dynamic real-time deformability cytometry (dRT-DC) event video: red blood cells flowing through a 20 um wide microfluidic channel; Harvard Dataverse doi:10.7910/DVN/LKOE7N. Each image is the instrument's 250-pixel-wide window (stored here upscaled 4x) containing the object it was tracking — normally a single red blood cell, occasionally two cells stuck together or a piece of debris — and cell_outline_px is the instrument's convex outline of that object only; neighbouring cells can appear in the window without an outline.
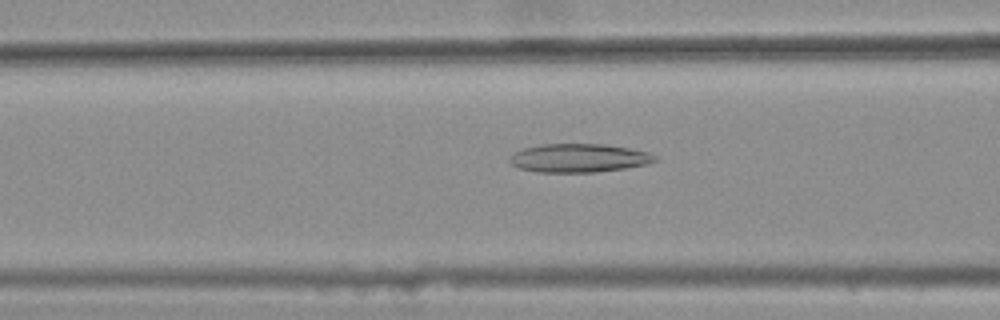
{"species": "common noctule bat (a hibernating species)", "species_latin": "Nyctalus noctula", "temperature_condition": "warm", "stored_images_in_passage": 48, "camera_frame_rate_fps": 3000, "um_per_image_px": 0.085, "animal": {"sex": "female", "body_mass_g": 25.1}, "frame": {"image": 1, "passage_image": 21, "time_ms": 6.667, "image_size_px": [1000, 320], "cell_outline_px": [[660, 156], [656, 160], [644, 164], [624, 168], [596, 172], [536, 172], [520, 168], [512, 164], [508, 160], [508, 156], [524, 148], [540, 144], [604, 144], [628, 148], [648, 152]], "centroid_in_image_um": [49.18, 13.43], "position_along_channel_um": 117.4, "area_um2": 24.1}}
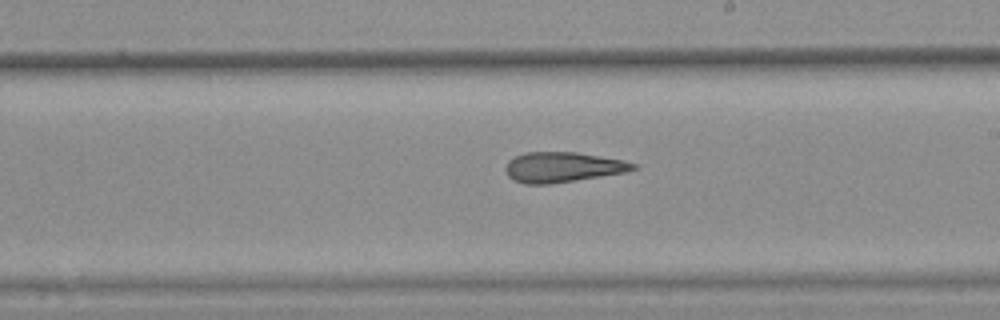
{"frame": {"image": 2, "passage_image": 31, "time_ms": 10.0, "image_size_px": [1000, 320], "cell_outline_px": [[640, 164], [636, 168], [624, 172], [600, 176], [548, 184], [524, 184], [512, 180], [508, 176], [504, 168], [508, 160], [524, 152], [576, 152], [624, 160]], "centroid_in_image_um": [47.79, 14.2], "position_along_channel_um": 241.2, "area_um2": 22.43}}
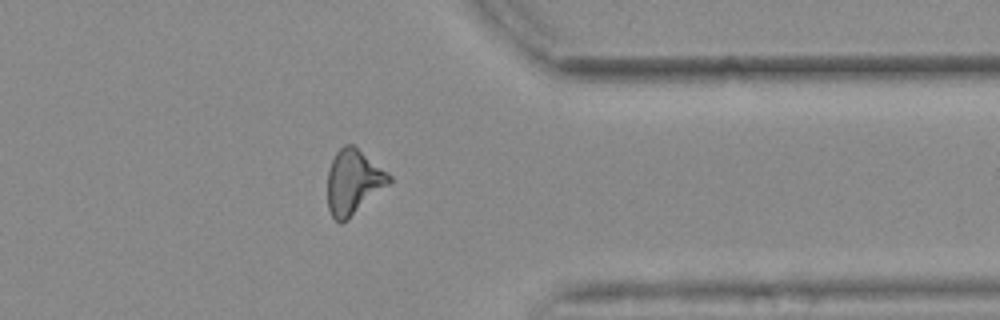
{"frame": {"image": 3, "passage_image": 43, "time_ms": 14.0, "image_size_px": [1000, 320], "cell_outline_px": [[392, 180], [388, 184], [348, 220], [340, 224], [332, 216], [328, 208], [328, 168], [336, 152], [344, 144], [352, 144], [388, 172], [392, 176]], "centroid_in_image_um": [30.02, 15.47], "position_along_channel_um": 381.4, "area_um2": 23.06}, "authors_computed_cell_mechanics": {"area_um2": 23.409, "velocity_mm_per_s": 3.7219, "shape_relaxation_time_tau1_ms": null, "shape_relaxation_time_tau2_ms": 4.5841, "deformation_change_tau1": null, "deformation_change_tau2": 0.1768}}